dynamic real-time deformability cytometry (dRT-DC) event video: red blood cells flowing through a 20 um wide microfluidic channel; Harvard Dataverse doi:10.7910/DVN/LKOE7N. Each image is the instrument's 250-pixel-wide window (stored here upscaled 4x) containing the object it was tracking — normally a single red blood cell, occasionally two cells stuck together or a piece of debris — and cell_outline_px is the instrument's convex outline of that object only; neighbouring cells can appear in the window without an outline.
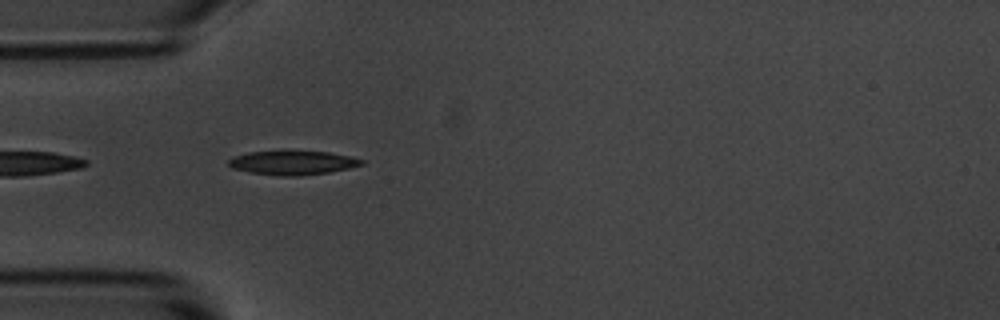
{"species": "common noctule bat (a hibernating species)", "species_latin": "Nyctalus noctula", "temperature_condition": "room temperature", "stored_images_in_passage": 4, "camera_frame_rate_fps": 3000, "um_per_image_px": 0.085, "animal": {"sex": "male", "body_mass_g": 20.1, "forearm_length_mm": 53.5}, "frame": {"image": 1, "passage_image": 3, "time_ms": 2.0, "image_size_px": [1000, 320], "cell_outline_px": [[364, 164], [348, 168], [328, 172], [300, 176], [276, 176], [248, 172], [232, 168], [228, 164], [228, 160], [232, 156], [248, 152], [284, 148], [328, 152], [348, 156], [364, 160]], "centroid_in_image_um": [24.8, 13.79], "position_along_channel_um": 60.2, "area_um2": 19.54}}